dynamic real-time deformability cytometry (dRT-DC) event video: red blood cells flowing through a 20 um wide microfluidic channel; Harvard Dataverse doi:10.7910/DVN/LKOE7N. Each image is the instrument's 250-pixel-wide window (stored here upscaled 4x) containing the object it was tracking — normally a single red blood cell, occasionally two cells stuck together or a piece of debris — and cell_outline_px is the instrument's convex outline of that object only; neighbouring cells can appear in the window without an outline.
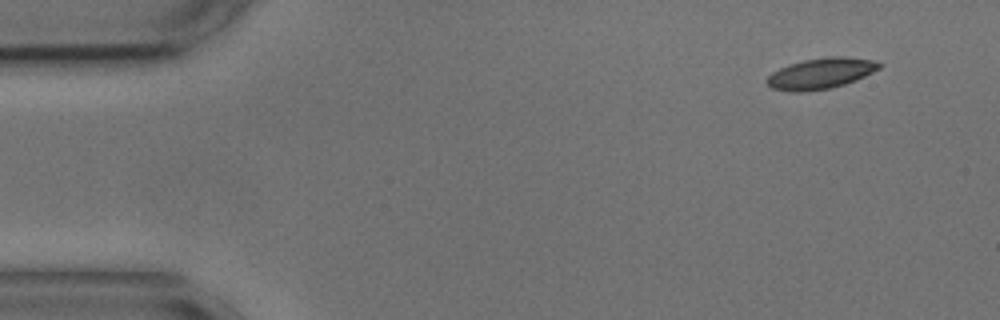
{"species": "common noctule bat (a hibernating species)", "species_latin": "Nyctalus noctula", "temperature_condition": "cold", "stored_images_in_passage": 52, "camera_frame_rate_fps": 3000, "um_per_image_px": 0.085, "animal": {"sex": "male", "body_mass_g": 17.9, "forearm_length_mm": 54.2}, "frame": {"image": 1, "passage_image": 1, "time_ms": 0.0, "image_size_px": [1000, 320], "cell_outline_px": [[884, 64], [880, 68], [856, 80], [844, 84], [828, 88], [800, 92], [788, 92], [772, 88], [768, 84], [768, 76], [772, 72], [788, 64], [804, 60], [828, 56], [844, 56], [876, 60]], "centroid_in_image_um": [69.79, 6.22], "position_along_channel_um": 15.2, "area_um2": 20.17}}
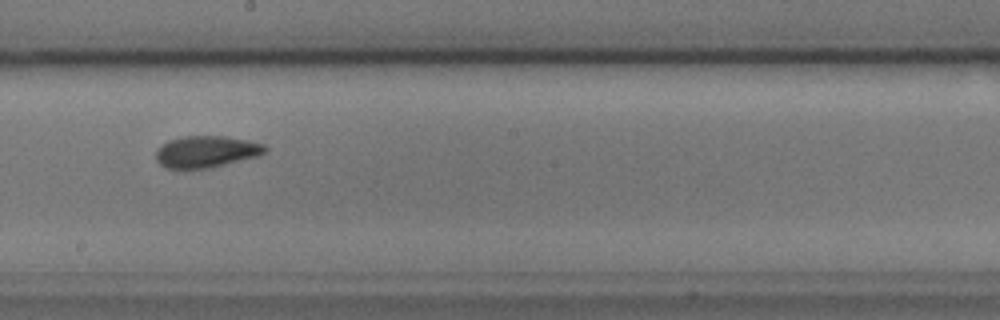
{"frame": {"image": 2, "passage_image": 27, "time_ms": 8.667, "image_size_px": [1000, 320], "cell_outline_px": [[268, 152], [256, 156], [208, 168], [168, 168], [160, 164], [156, 160], [156, 148], [168, 140], [184, 136], [224, 136], [248, 140], [264, 144], [268, 148]], "centroid_in_image_um": [17.53, 12.87], "position_along_channel_um": 230.7, "area_um2": 20.06}}
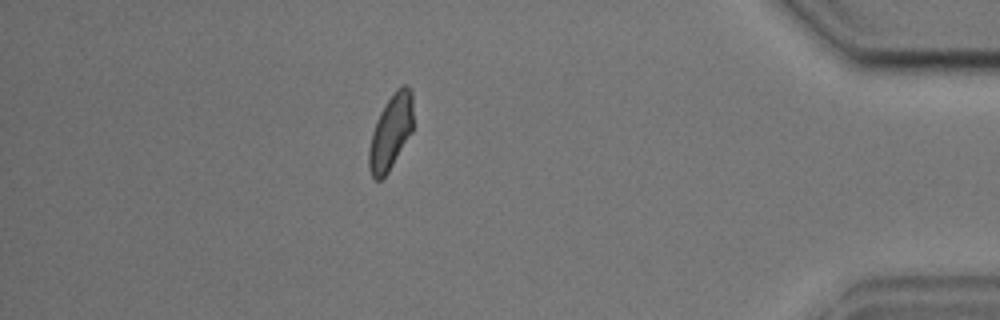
{"frame": {"image": 3, "passage_image": 45, "time_ms": 14.667, "image_size_px": [1000, 320], "cell_outline_px": [[412, 132], [388, 172], [380, 180], [376, 180], [372, 176], [368, 168], [368, 148], [372, 132], [376, 120], [384, 104], [396, 88], [404, 84], [412, 92]], "centroid_in_image_um": [33.19, 11.22], "position_along_channel_um": 402.0, "area_um2": 19.31}, "authors_computed_cell_mechanics": {"area_um2": 19.9121, "velocity_mm_per_s": 3.5878, "shape_relaxation_time_tau1_ms": 3.5502, "shape_relaxation_time_tau2_ms": 1.7479, "deformation_change_tau1": 0.1065, "deformation_change_tau2": 0.0701}}